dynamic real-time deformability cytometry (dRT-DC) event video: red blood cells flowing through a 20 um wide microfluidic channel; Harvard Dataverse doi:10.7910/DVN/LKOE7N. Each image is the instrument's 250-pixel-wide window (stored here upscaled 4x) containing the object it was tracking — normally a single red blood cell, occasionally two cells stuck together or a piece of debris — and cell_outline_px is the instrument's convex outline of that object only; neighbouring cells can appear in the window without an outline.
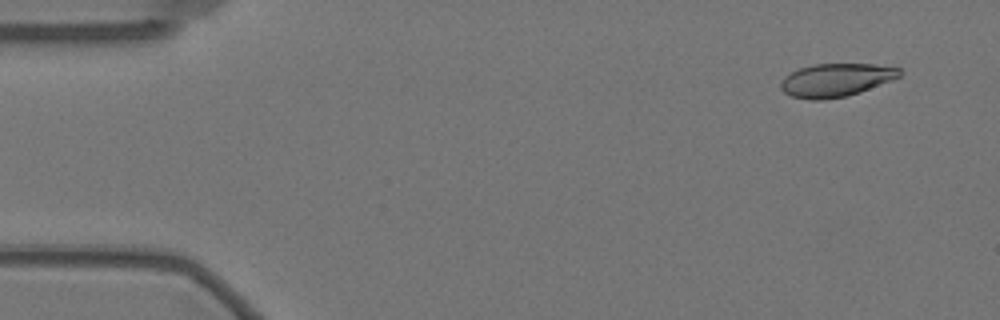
{"species": "Egyptian fruit bat (a non-hibernating species)", "species_latin": "Rousettus aegyptiacus", "temperature_condition": "warm", "stored_images_in_passage": 57, "camera_frame_rate_fps": 3000, "um_per_image_px": 0.085, "animal": {"sex": "female"}, "frame": {"image": 1, "passage_image": 3, "time_ms": 0.667, "image_size_px": [1000, 320], "cell_outline_px": [[900, 76], [848, 96], [824, 100], [812, 100], [792, 96], [784, 92], [780, 88], [780, 84], [784, 76], [800, 68], [812, 64], [876, 64], [900, 68]], "centroid_in_image_um": [71.01, 6.8], "position_along_channel_um": 14.0, "area_um2": 22.77}}
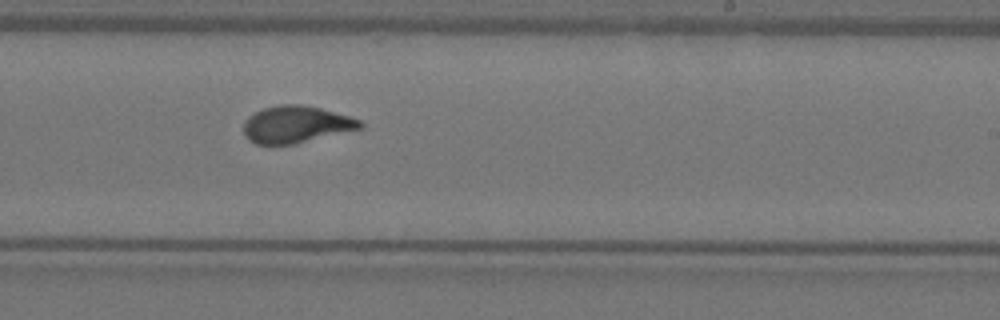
{"frame": {"image": 2, "passage_image": 34, "time_ms": 11.0, "image_size_px": [1000, 320], "cell_outline_px": [[364, 124], [360, 128], [292, 144], [256, 144], [248, 140], [244, 136], [244, 120], [248, 116], [264, 108], [280, 104], [300, 104], [320, 108], [348, 116], [360, 120]], "centroid_in_image_um": [25.1, 10.57], "position_along_channel_um": 263.9, "area_um2": 24.74}}
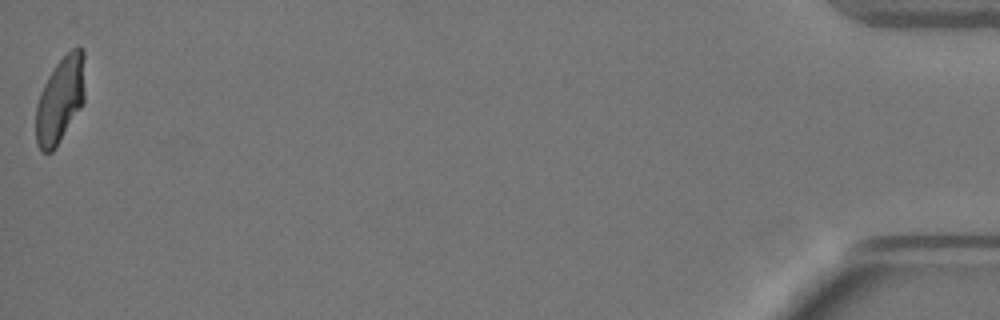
{"frame": {"image": 3, "passage_image": 57, "time_ms": 18.667, "image_size_px": [1000, 320], "cell_outline_px": [[84, 104], [56, 148], [52, 152], [44, 152], [36, 144], [36, 104], [40, 92], [48, 76], [56, 64], [72, 48], [80, 48], [84, 52]], "centroid_in_image_um": [5.12, 8.51], "position_along_channel_um": 430.1, "area_um2": 24.74}, "authors_computed_cell_mechanics": {"area_um2": 24.9118, "velocity_mm_per_s": 3.465, "shape_relaxation_time_tau1_ms": 4.7886, "shape_relaxation_time_tau2_ms": null, "deformation_change_tau1": 0.1915, "deformation_change_tau2": null}}